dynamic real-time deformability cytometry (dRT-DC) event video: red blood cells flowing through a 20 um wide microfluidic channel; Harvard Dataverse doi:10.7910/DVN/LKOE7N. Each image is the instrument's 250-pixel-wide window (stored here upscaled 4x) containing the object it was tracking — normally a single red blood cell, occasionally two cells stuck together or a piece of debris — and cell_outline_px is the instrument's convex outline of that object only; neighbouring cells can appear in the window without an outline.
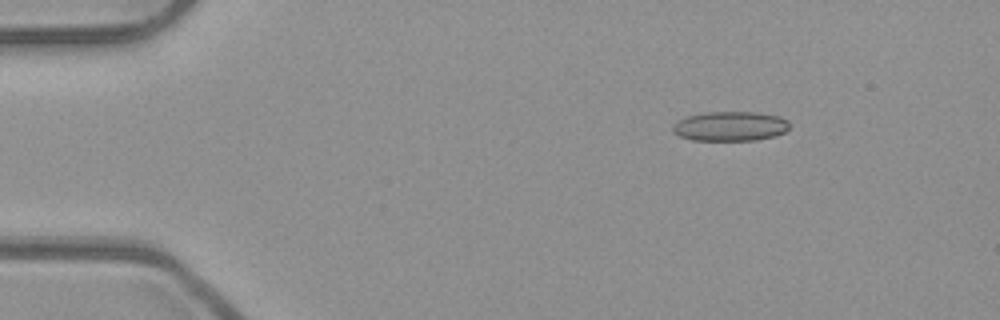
{"species": "common noctule bat (a hibernating species)", "species_latin": "Nyctalus noctula", "temperature_condition": "room temperature", "stored_images_in_passage": 15, "camera_frame_rate_fps": 3000, "um_per_image_px": 0.085, "animal": {"sex": "male", "body_mass_g": 23.1, "forearm_length_mm": 52.7}, "frame": {"image": 1, "passage_image": 7, "time_ms": 2.0, "image_size_px": [1000, 320], "cell_outline_px": [[788, 128], [784, 132], [776, 136], [756, 140], [692, 140], [680, 136], [672, 132], [672, 124], [676, 120], [688, 116], [704, 112], [756, 112], [780, 116], [788, 120]], "centroid_in_image_um": [62.04, 10.72], "position_along_channel_um": 23.0, "area_um2": 20.29}}